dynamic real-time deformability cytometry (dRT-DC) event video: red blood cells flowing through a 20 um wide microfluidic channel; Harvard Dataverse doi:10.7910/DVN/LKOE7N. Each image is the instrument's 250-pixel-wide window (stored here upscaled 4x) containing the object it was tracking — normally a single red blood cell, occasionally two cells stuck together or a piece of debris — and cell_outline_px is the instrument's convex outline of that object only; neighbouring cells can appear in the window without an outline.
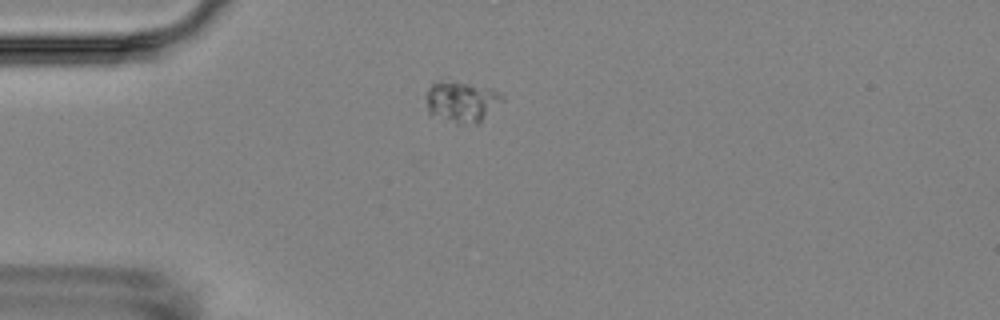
{"species": "Egyptian fruit bat (a non-hibernating species)", "species_latin": "Rousettus aegyptiacus", "temperature_condition": "room temperature", "stored_images_in_passage": 3, "camera_frame_rate_fps": 3000, "um_per_image_px": 0.085, "animal": {"sex": "female"}, "frame": {"image": 1, "passage_image": 1, "time_ms": 0.0, "image_size_px": [1000, 320], "cell_outline_px": [[504, 100], [476, 124], [460, 124], [432, 116], [428, 112], [428, 88], [440, 76], [444, 76], [492, 88], [500, 92], [504, 96]], "centroid_in_image_um": [39.23, 8.55], "position_along_channel_um": 45.8, "area_um2": 18.9}}